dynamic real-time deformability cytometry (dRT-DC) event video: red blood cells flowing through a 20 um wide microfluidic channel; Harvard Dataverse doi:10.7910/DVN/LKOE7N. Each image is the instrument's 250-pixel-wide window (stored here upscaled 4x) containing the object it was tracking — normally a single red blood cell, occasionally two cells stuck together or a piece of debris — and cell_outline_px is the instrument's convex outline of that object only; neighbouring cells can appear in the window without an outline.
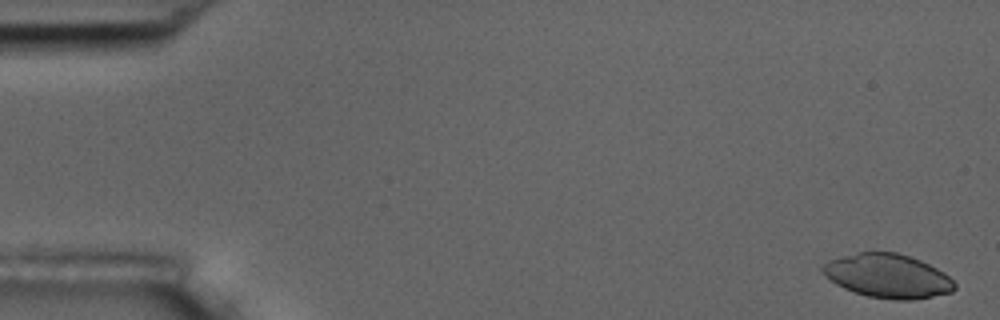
{"species": "common noctule bat (a hibernating species)", "species_latin": "Nyctalus noctula", "temperature_condition": "room temperature", "stored_images_in_passage": 56, "camera_frame_rate_fps": 3000, "um_per_image_px": 0.085, "animal": {"sex": "male", "body_mass_g": 17.5, "forearm_length_mm": 52.3}, "frame": {"image": 1, "passage_image": 2, "time_ms": 0.333, "image_size_px": [1000, 320], "cell_outline_px": [[956, 288], [952, 292], [912, 300], [896, 300], [868, 296], [844, 288], [836, 284], [824, 276], [820, 268], [828, 260], [860, 252], [896, 252], [920, 260], [944, 272], [956, 284]], "centroid_in_image_um": [75.45, 23.46], "position_along_channel_um": 9.5, "area_um2": 33.58}}